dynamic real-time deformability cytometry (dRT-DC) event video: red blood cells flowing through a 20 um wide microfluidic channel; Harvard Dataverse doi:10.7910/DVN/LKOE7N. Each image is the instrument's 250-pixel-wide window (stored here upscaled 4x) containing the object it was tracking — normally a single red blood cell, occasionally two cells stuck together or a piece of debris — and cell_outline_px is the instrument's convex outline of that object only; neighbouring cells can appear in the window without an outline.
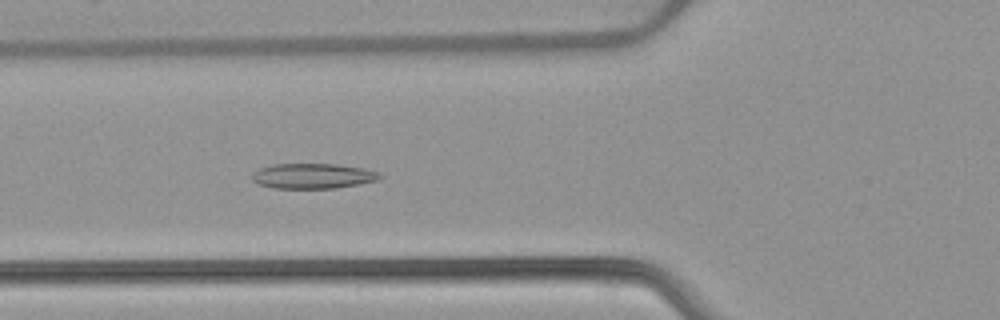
{"species": "common noctule bat (a hibernating species)", "species_latin": "Nyctalus noctula", "temperature_condition": "warm", "stored_images_in_passage": 38, "camera_frame_rate_fps": 3000, "um_per_image_px": 0.085, "animal": {"sex": "female", "body_mass_g": 22.7, "forearm_length_mm": 54.2}, "frame": {"image": 1, "passage_image": 5, "time_ms": 1.333, "image_size_px": [1000, 320], "cell_outline_px": [[384, 176], [380, 180], [336, 188], [272, 188], [256, 184], [252, 180], [252, 172], [260, 168], [272, 164], [340, 164], [364, 168], [380, 172]], "centroid_in_image_um": [26.61, 14.96], "position_along_channel_um": 99.2, "area_um2": 19.07}}
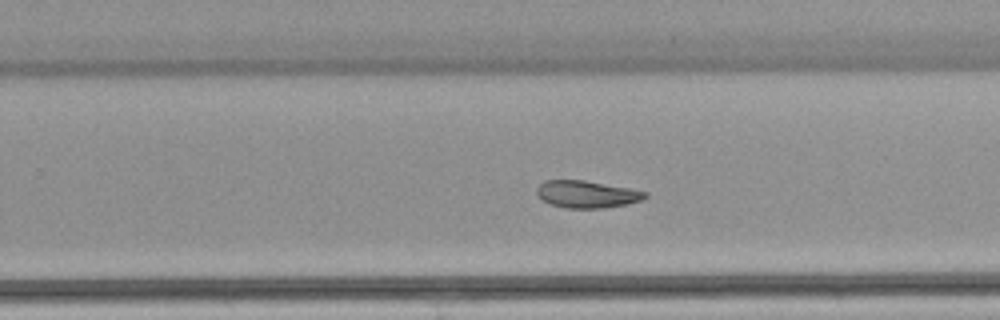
{"frame": {"image": 2, "passage_image": 19, "time_ms": 6.0, "image_size_px": [1000, 320], "cell_outline_px": [[648, 196], [640, 200], [628, 204], [604, 208], [568, 208], [552, 204], [544, 200], [536, 192], [536, 188], [544, 180], [584, 180], [628, 188], [648, 192]], "centroid_in_image_um": [49.9, 16.5], "position_along_channel_um": 279.9, "area_um2": 16.99}}
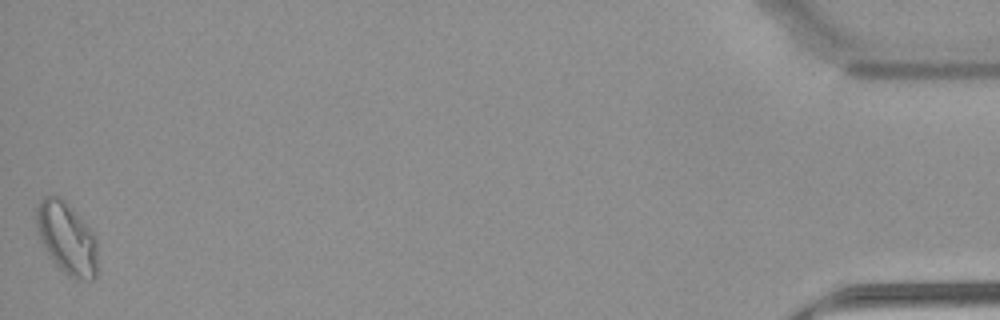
{"frame": {"image": 3, "passage_image": 38, "time_ms": 12.333, "image_size_px": [1000, 320], "cell_outline_px": [[96, 276], [92, 280], [76, 280], [64, 272], [52, 260], [40, 240], [36, 228], [36, 208], [40, 200], [44, 196], [60, 196], [72, 208], [96, 236]], "centroid_in_image_um": [5.66, 20.24], "position_along_channel_um": 429.5, "area_um2": 25.55}}